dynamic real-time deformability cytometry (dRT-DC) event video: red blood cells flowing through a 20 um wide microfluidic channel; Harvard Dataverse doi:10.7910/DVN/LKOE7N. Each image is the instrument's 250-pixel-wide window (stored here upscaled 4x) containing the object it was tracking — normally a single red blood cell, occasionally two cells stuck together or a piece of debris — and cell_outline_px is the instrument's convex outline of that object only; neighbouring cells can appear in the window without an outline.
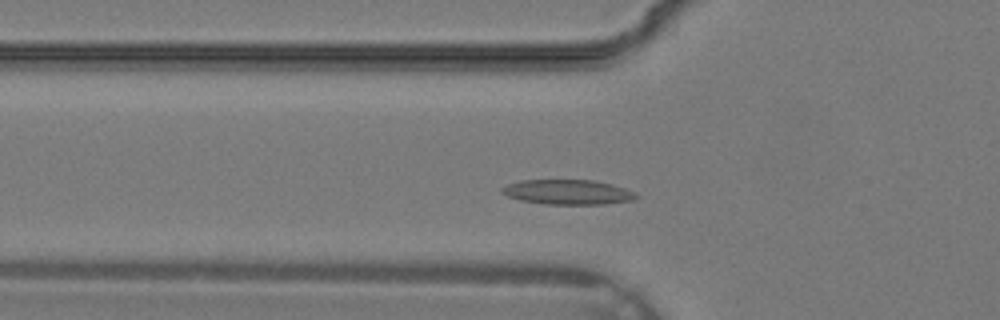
{"species": "common noctule bat (a hibernating species)", "species_latin": "Nyctalus noctula", "temperature_condition": "warm", "stored_images_in_passage": 30, "camera_frame_rate_fps": 3000, "um_per_image_px": 0.085, "animal": {"sex": "male", "body_mass_g": 19.2, "forearm_length_mm": 51.8}, "frame": {"image": 1, "passage_image": 7, "time_ms": 2.0, "image_size_px": [1000, 320], "cell_outline_px": [[640, 196], [632, 200], [604, 204], [544, 204], [520, 200], [508, 196], [500, 192], [500, 188], [508, 184], [520, 180], [592, 180], [612, 184], [636, 192]], "centroid_in_image_um": [48.26, 16.32], "position_along_channel_um": 77.5, "area_um2": 19.48}}
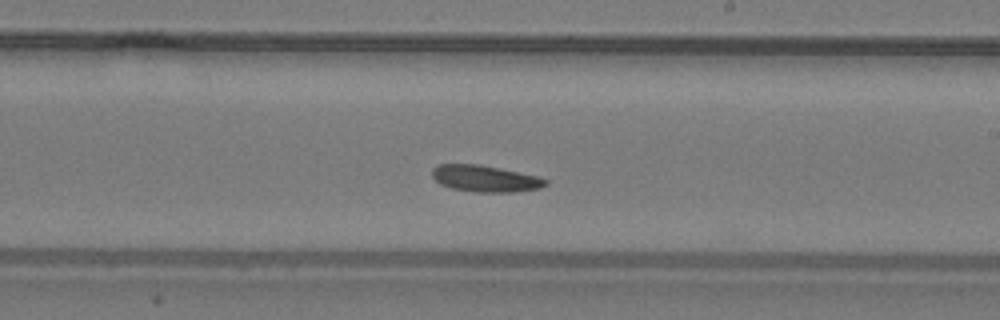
{"frame": {"image": 2, "passage_image": 16, "time_ms": 5.0, "image_size_px": [1000, 320], "cell_outline_px": [[548, 184], [540, 188], [512, 192], [476, 192], [452, 188], [440, 184], [432, 176], [432, 168], [440, 164], [480, 164], [540, 176], [548, 180]], "centroid_in_image_um": [41.27, 15.17], "position_along_channel_um": 247.7, "area_um2": 17.63}}
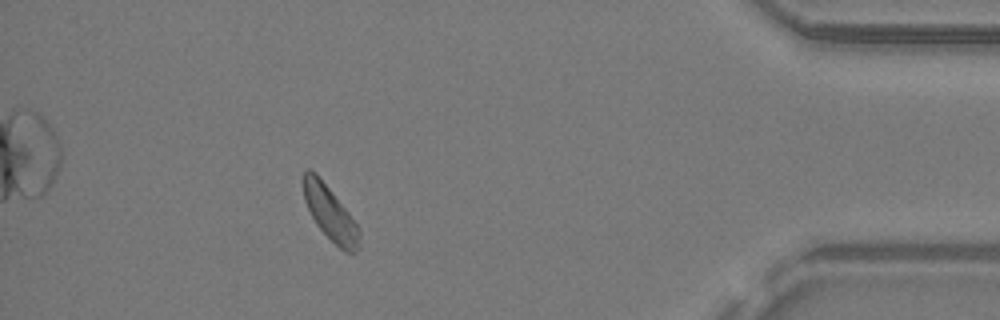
{"frame": {"image": 3, "passage_image": 27, "time_ms": 8.667, "image_size_px": [1000, 320], "cell_outline_px": [[360, 248], [356, 252], [344, 252], [316, 224], [304, 200], [300, 180], [304, 172], [308, 168], [316, 172], [348, 212], [360, 228]], "centroid_in_image_um": [28.04, 18.09], "position_along_channel_um": 407.2, "area_um2": 17.8}}